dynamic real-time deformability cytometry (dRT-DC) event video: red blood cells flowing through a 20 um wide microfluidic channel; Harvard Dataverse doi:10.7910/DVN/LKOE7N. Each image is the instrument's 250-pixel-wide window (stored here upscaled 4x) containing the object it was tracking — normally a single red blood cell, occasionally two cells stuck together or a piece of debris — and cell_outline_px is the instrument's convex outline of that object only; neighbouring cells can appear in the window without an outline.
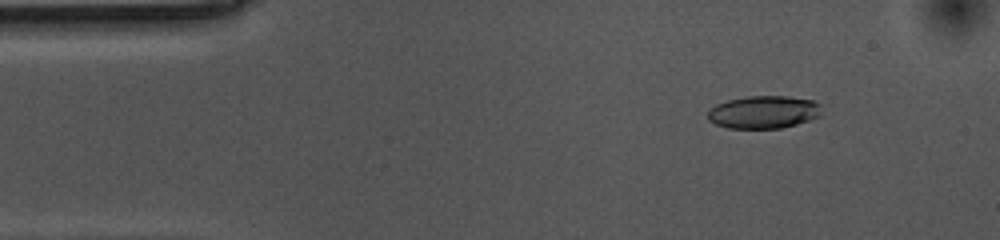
{"species": "common noctule bat (a hibernating species)", "species_latin": "Nyctalus noctula", "temperature_condition": "cold", "stored_images_in_passage": 13, "camera_frame_rate_fps": 3000, "um_per_image_px": 0.085, "animal": {"sex": "female", "body_mass_g": 10.0, "forearm_length_mm": 53.1}, "frame": {"image": 1, "passage_image": 6, "time_ms": 1.667, "image_size_px": [1000, 240], "cell_outline_px": [[820, 116], [796, 124], [780, 128], [728, 128], [716, 124], [708, 120], [708, 112], [716, 104], [728, 100], [748, 96], [788, 96], [812, 100], [820, 104]], "centroid_in_image_um": [64.9, 9.52], "position_along_channel_um": 20.1, "area_um2": 21.56}}